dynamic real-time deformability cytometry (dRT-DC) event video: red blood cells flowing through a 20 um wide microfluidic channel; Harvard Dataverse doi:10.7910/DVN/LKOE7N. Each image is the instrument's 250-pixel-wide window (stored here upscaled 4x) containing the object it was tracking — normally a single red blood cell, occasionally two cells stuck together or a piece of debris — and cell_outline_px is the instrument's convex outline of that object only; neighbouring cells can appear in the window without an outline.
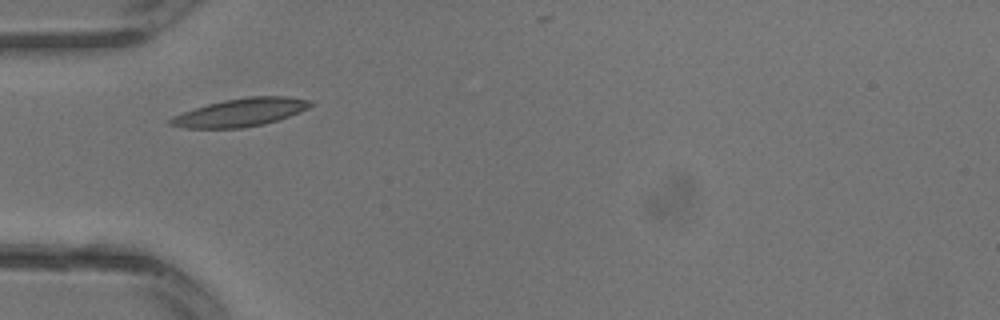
{"species": "common noctule bat (a hibernating species)", "species_latin": "Nyctalus noctula", "temperature_condition": "warm", "stored_images_in_passage": 20, "camera_frame_rate_fps": 3000, "um_per_image_px": 0.085, "animal": {"sex": "male", "body_mass_g": 13.3}, "frame": {"image": 1, "passage_image": 1, "time_ms": 0.0, "image_size_px": [1000, 320], "cell_outline_px": [[312, 104], [308, 108], [300, 112], [264, 124], [244, 128], [184, 128], [168, 124], [168, 120], [172, 116], [208, 104], [224, 100], [248, 96], [288, 96], [312, 100]], "centroid_in_image_um": [20.45, 9.55], "position_along_channel_um": 64.5, "area_um2": 22.83}}
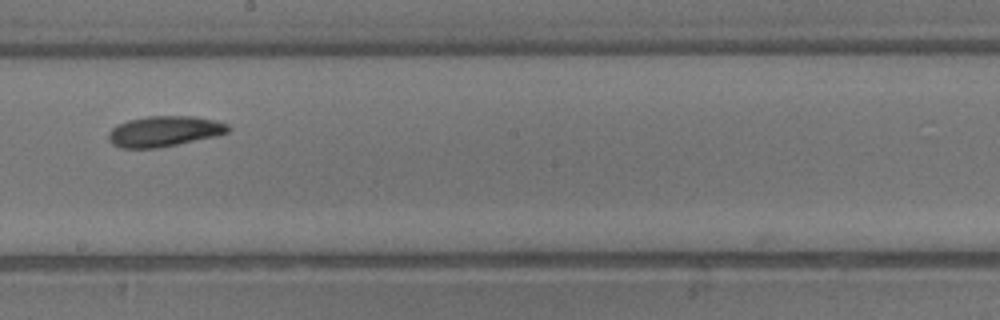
{"frame": {"image": 2, "passage_image": 9, "time_ms": 2.667, "image_size_px": [1000, 320], "cell_outline_px": [[232, 128], [228, 132], [216, 136], [160, 148], [120, 148], [112, 144], [108, 140], [108, 132], [116, 124], [128, 120], [148, 116], [196, 116], [216, 120], [228, 124]], "centroid_in_image_um": [13.96, 11.16], "position_along_channel_um": 234.2, "area_um2": 21.62}}
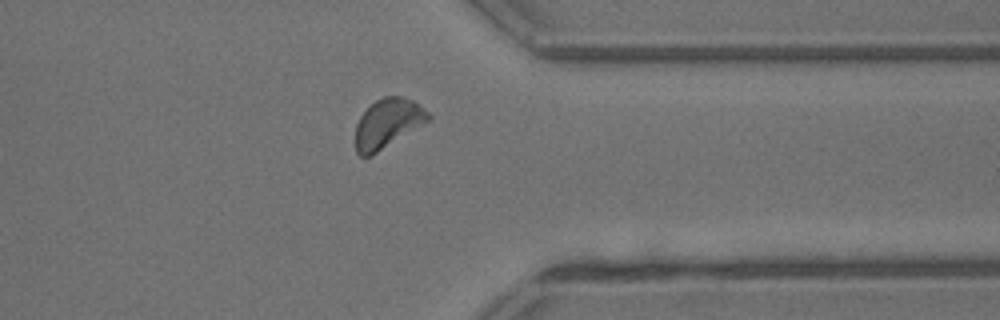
{"frame": {"image": 3, "passage_image": 16, "time_ms": 5.0, "image_size_px": [1000, 320], "cell_outline_px": [[432, 116], [424, 124], [372, 156], [360, 156], [356, 152], [356, 124], [360, 116], [376, 100], [384, 96], [400, 96], [412, 100], [428, 112]], "centroid_in_image_um": [32.95, 10.5], "position_along_channel_um": 378.5, "area_um2": 20.75}}